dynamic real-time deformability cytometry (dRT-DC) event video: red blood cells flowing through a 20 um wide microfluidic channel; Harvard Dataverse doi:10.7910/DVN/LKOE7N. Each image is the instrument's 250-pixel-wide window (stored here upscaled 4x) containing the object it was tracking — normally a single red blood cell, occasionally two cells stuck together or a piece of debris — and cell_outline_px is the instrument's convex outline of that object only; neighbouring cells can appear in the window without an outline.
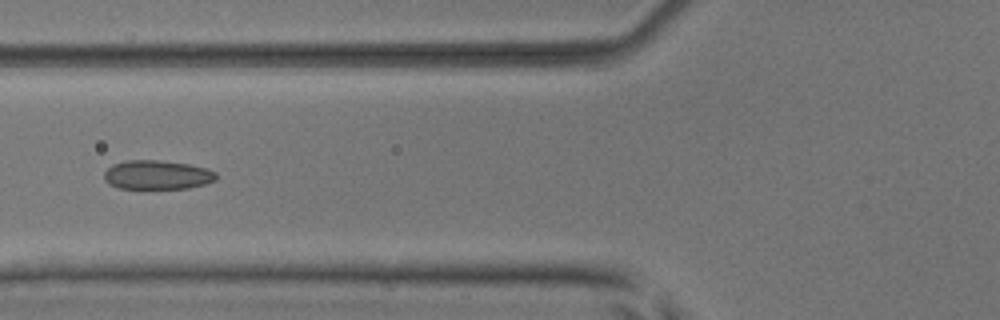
{"species": "common noctule bat (a hibernating species)", "species_latin": "Nyctalus noctula", "temperature_condition": "room temperature", "stored_images_in_passage": 6, "camera_frame_rate_fps": 3000, "um_per_image_px": 0.085, "animal": {"sex": "male", "body_mass_g": 17.9, "forearm_length_mm": 54.2}, "frame": {"image": 1, "passage_image": 6, "time_ms": 6.667, "image_size_px": [1000, 320], "cell_outline_px": [[216, 180], [204, 184], [188, 188], [120, 188], [108, 184], [104, 180], [104, 172], [112, 164], [124, 160], [156, 160], [188, 164], [204, 168], [216, 172]], "centroid_in_image_um": [13.32, 14.86], "position_along_channel_um": 112.5, "area_um2": 18.9}}